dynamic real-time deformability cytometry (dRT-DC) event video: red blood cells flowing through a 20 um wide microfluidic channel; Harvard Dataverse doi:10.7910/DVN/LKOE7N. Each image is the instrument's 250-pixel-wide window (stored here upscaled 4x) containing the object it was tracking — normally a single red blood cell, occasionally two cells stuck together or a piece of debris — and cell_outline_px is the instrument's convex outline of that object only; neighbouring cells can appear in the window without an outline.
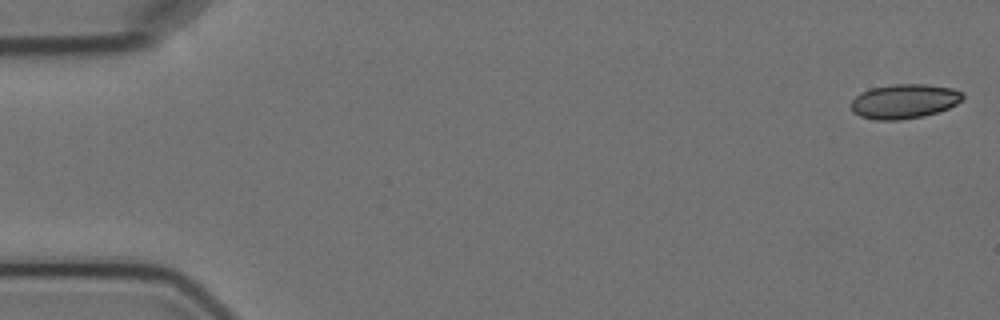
{"species": "Egyptian fruit bat (a non-hibernating species)", "species_latin": "Rousettus aegyptiacus", "temperature_condition": "cold", "stored_images_in_passage": 5, "camera_frame_rate_fps": 3000, "um_per_image_px": 0.085, "animal": {"sex": "female"}, "frame": {"image": 1, "passage_image": 1, "time_ms": 0.0, "image_size_px": [1000, 320], "cell_outline_px": [[964, 96], [956, 104], [948, 108], [924, 116], [900, 120], [876, 120], [860, 116], [852, 112], [852, 100], [860, 92], [872, 88], [892, 84], [928, 84], [952, 88], [964, 92]], "centroid_in_image_um": [76.86, 8.6], "position_along_channel_um": 8.1, "area_um2": 22.48}}
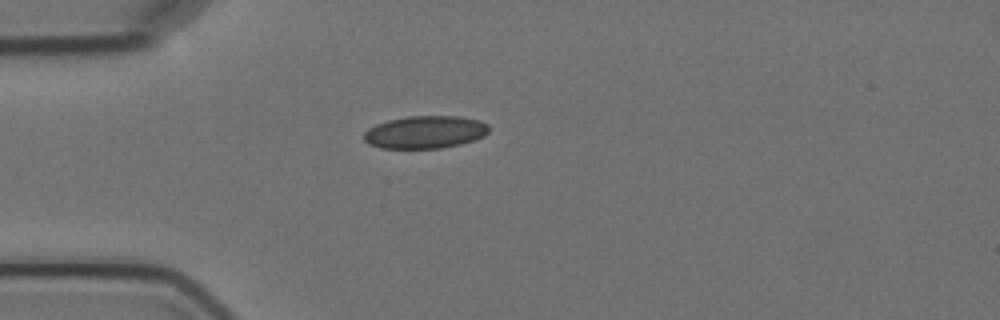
{"frame": {"image": 2, "passage_image": 5, "time_ms": 4.667, "image_size_px": [1000, 320], "cell_outline_px": [[488, 132], [484, 136], [460, 144], [440, 148], [380, 148], [368, 144], [364, 140], [364, 132], [368, 128], [376, 124], [388, 120], [408, 116], [460, 116], [480, 120], [488, 124]], "centroid_in_image_um": [36.12, 11.22], "position_along_channel_um": 48.9, "area_um2": 23.81}}